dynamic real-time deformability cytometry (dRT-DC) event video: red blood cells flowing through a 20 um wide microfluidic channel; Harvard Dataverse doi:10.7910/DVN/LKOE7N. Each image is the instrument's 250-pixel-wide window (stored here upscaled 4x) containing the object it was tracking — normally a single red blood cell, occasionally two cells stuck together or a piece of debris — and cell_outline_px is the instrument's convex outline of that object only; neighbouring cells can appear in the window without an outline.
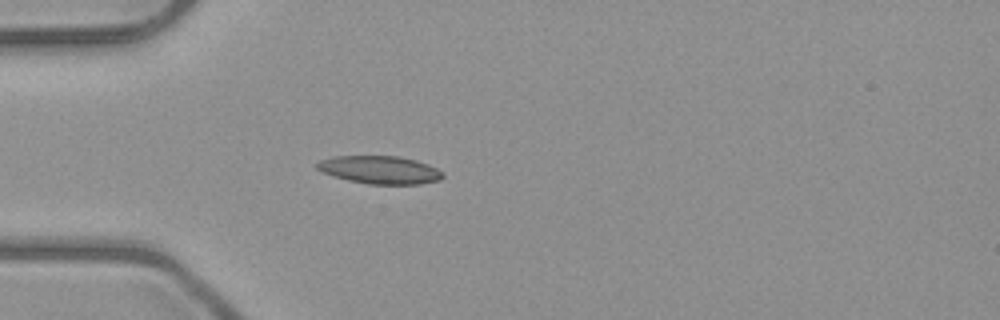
{"species": "common noctule bat (a hibernating species)", "species_latin": "Nyctalus noctula", "temperature_condition": "room temperature", "stored_images_in_passage": 4, "camera_frame_rate_fps": 3000, "um_per_image_px": 0.085, "animal": {"sex": "male", "body_mass_g": 23.1, "forearm_length_mm": 52.7}, "frame": {"image": 1, "passage_image": 4, "time_ms": 3.333, "image_size_px": [1000, 320], "cell_outline_px": [[444, 176], [440, 180], [420, 184], [368, 184], [348, 180], [324, 172], [316, 168], [316, 164], [320, 160], [332, 156], [400, 156], [416, 160], [428, 164], [444, 172]], "centroid_in_image_um": [32.32, 14.43], "position_along_channel_um": 52.7, "area_um2": 20.46}}